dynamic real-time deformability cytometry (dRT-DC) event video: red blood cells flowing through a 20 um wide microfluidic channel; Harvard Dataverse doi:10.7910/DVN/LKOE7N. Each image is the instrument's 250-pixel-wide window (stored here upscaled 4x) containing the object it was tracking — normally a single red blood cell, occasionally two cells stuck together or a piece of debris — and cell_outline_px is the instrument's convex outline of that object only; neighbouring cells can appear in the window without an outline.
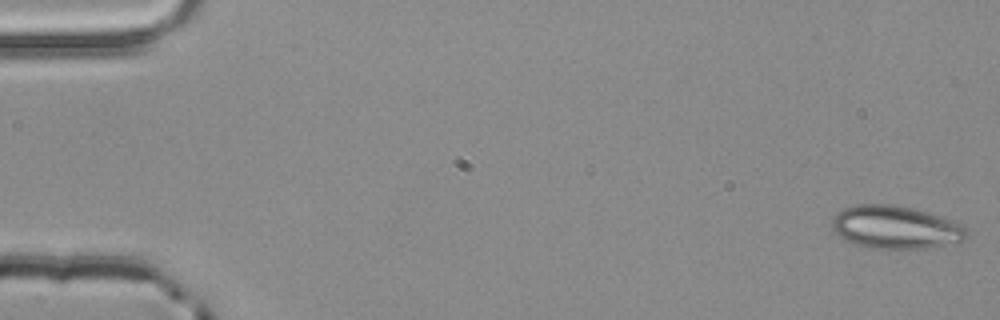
{"species": "common noctule bat (a hibernating species)", "species_latin": "Nyctalus noctula", "temperature_condition": "room temperature", "stored_images_in_passage": 4, "camera_frame_rate_fps": 3000, "um_per_image_px": 0.085, "animal": {"sex": "male", "body_mass_g": 20.4}, "frame": {"image": 1, "passage_image": 1, "time_ms": 0.0, "image_size_px": [1000, 320], "cell_outline_px": [[968, 236], [964, 240], [924, 248], [876, 248], [844, 240], [832, 228], [832, 220], [836, 212], [844, 208], [856, 204], [892, 204], [912, 208], [928, 212], [964, 224], [968, 228]], "centroid_in_image_um": [76.14, 19.29], "position_along_channel_um": 8.9, "area_um2": 33.52}}